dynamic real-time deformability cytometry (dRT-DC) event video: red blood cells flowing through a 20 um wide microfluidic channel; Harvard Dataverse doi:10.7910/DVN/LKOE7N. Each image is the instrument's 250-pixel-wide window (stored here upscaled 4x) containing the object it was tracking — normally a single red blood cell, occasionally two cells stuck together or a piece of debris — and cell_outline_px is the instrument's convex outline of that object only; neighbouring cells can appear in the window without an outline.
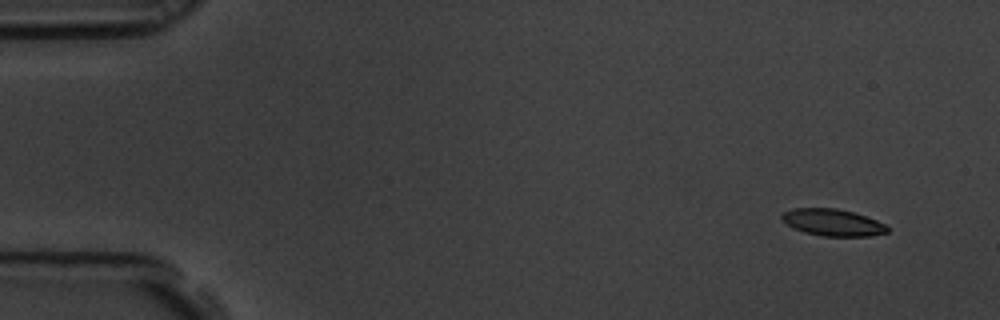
{"species": "common noctule bat (a hibernating species)", "species_latin": "Nyctalus noctula", "temperature_condition": "room temperature", "stored_images_in_passage": 4, "camera_frame_rate_fps": 3000, "um_per_image_px": 0.085, "animal": {"sex": "male", "body_mass_g": 19.5, "forearm_length_mm": 54.6}, "frame": {"image": 1, "passage_image": 1, "time_ms": 0.0, "image_size_px": [1000, 320], "cell_outline_px": [[888, 232], [872, 236], [824, 236], [804, 232], [792, 228], [780, 216], [784, 212], [792, 208], [836, 208], [852, 212], [876, 220], [884, 224], [888, 228]], "centroid_in_image_um": [70.77, 18.91], "position_along_channel_um": 14.2, "area_um2": 16.36}}